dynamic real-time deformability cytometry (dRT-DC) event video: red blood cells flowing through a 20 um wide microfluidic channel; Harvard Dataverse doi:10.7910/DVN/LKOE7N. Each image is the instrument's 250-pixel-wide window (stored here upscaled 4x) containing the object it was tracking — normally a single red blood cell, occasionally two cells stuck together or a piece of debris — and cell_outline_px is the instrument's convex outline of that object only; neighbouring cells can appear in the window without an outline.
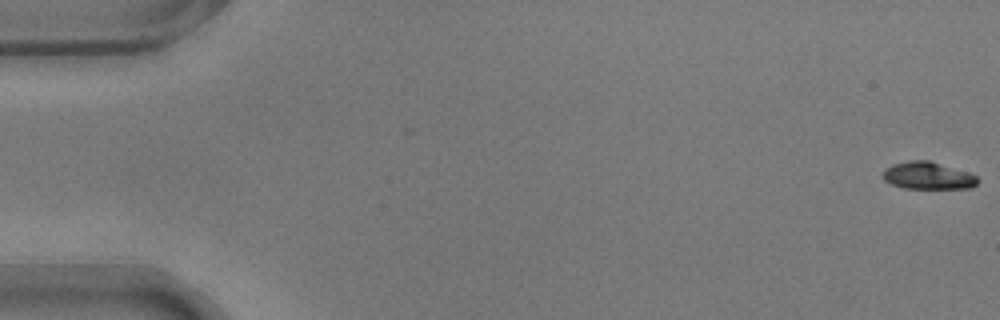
{"species": "common noctule bat (a hibernating species)", "species_latin": "Nyctalus noctula", "temperature_condition": "warm", "stored_images_in_passage": 5, "camera_frame_rate_fps": 3000, "um_per_image_px": 0.085, "animal": {"sex": "male", "body_mass_g": 17.9}, "frame": {"image": 1, "passage_image": 1, "time_ms": 0.0, "image_size_px": [1000, 320], "cell_outline_px": [[980, 180], [972, 188], [904, 188], [892, 184], [884, 180], [884, 168], [892, 164], [908, 160], [928, 160], [968, 172], [976, 176]], "centroid_in_image_um": [78.87, 14.92], "position_along_channel_um": 6.1, "area_um2": 15.03}}